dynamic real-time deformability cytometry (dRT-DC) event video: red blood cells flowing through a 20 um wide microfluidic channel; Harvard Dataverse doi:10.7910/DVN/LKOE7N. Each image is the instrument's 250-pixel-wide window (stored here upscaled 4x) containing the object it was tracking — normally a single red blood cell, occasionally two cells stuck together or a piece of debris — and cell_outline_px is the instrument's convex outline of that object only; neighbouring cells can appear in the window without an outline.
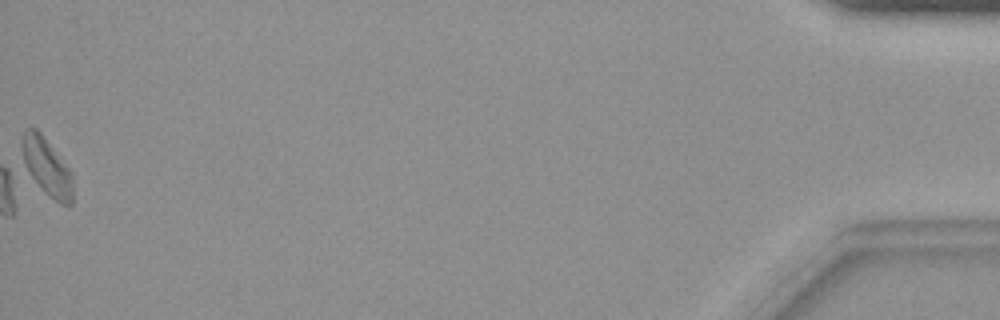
{"species": "common noctule bat (a hibernating species)", "species_latin": "Nyctalus noctula", "temperature_condition": "warm", "stored_images_in_passage": 41, "camera_frame_rate_fps": 3000, "um_per_image_px": 0.085, "animal": {"sex": "female", "body_mass_g": 19.9}, "frame": {"image": 1, "passage_image": 41, "time_ms": 13.333, "image_size_px": [1000, 320], "cell_outline_px": [[72, 204], [68, 208], [60, 204], [48, 196], [44, 192], [24, 168], [20, 144], [20, 140], [24, 132], [28, 128], [36, 128], [40, 132], [72, 172]], "centroid_in_image_um": [3.96, 14.21], "position_along_channel_um": 431.2, "area_um2": 17.34}}